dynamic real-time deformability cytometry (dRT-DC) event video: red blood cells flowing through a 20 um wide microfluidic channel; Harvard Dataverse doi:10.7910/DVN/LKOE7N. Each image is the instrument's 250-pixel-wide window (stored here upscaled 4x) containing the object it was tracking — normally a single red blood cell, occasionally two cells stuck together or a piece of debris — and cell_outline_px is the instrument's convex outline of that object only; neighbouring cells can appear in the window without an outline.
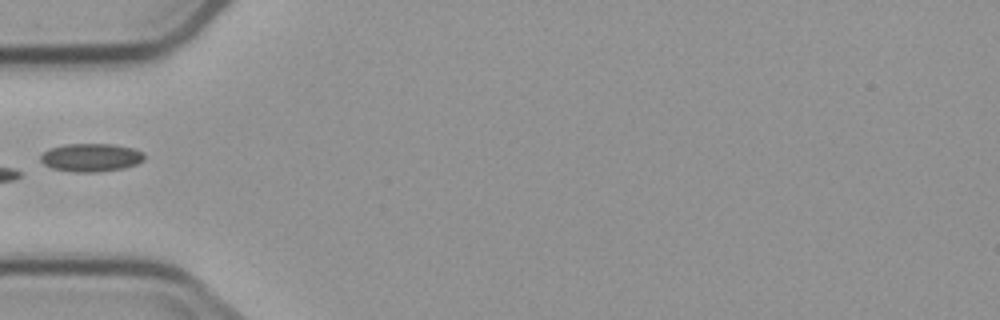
{"species": "common noctule bat (a hibernating species)", "species_latin": "Nyctalus noctula", "temperature_condition": "cold", "stored_images_in_passage": 5, "camera_frame_rate_fps": 3000, "um_per_image_px": 0.085, "animal": {"sex": "male", "body_mass_g": 23.1, "forearm_length_mm": 52.7}, "frame": {"image": 1, "passage_image": 4, "time_ms": 4.333, "image_size_px": [1000, 320], "cell_outline_px": [[144, 160], [136, 164], [124, 168], [96, 172], [76, 172], [52, 168], [44, 164], [40, 160], [40, 156], [48, 148], [64, 144], [112, 144], [132, 148], [144, 152]], "centroid_in_image_um": [7.73, 13.38], "position_along_channel_um": 77.3, "area_um2": 17.05}}
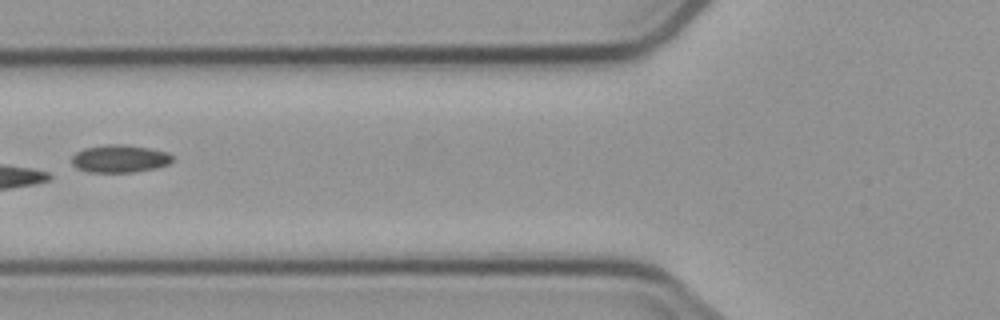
{"frame": {"image": 2, "passage_image": 5, "time_ms": 5.333, "image_size_px": [1000, 320], "cell_outline_px": [[172, 160], [168, 164], [156, 168], [136, 172], [88, 172], [76, 168], [72, 164], [72, 156], [76, 152], [84, 148], [108, 144], [124, 144], [148, 148], [168, 152], [172, 156]], "centroid_in_image_um": [10.16, 13.49], "position_along_channel_um": 115.6, "area_um2": 16.3}}